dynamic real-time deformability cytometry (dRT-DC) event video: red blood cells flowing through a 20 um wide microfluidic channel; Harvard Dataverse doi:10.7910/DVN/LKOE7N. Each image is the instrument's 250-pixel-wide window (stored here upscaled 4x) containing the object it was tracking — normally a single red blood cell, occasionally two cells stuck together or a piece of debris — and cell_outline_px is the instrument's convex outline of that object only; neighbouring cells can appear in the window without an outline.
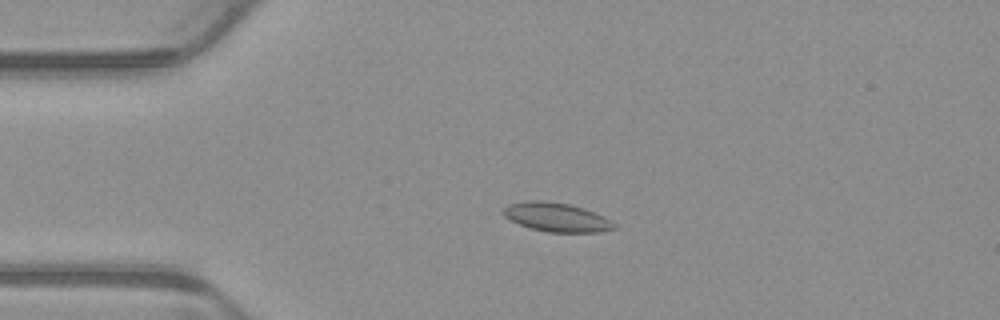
{"species": "common noctule bat (a hibernating species)", "species_latin": "Nyctalus noctula", "temperature_condition": "warm", "stored_images_in_passage": 5, "camera_frame_rate_fps": 3000, "um_per_image_px": 0.085, "animal": {"sex": "male", "body_mass_g": 23.1, "forearm_length_mm": 52.7}, "frame": {"image": 1, "passage_image": 4, "time_ms": 1.0, "image_size_px": [1000, 320], "cell_outline_px": [[616, 228], [600, 232], [548, 232], [528, 228], [504, 216], [500, 212], [508, 204], [528, 200], [544, 200], [572, 204], [584, 208], [604, 216], [616, 224]], "centroid_in_image_um": [47.3, 18.45], "position_along_channel_um": 37.7, "area_um2": 18.9}}